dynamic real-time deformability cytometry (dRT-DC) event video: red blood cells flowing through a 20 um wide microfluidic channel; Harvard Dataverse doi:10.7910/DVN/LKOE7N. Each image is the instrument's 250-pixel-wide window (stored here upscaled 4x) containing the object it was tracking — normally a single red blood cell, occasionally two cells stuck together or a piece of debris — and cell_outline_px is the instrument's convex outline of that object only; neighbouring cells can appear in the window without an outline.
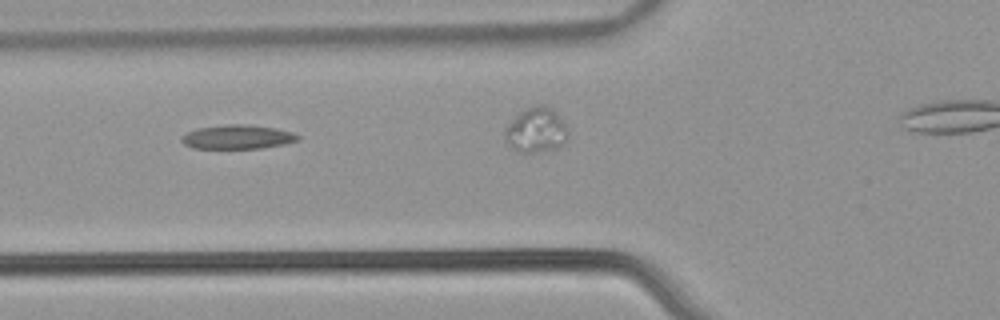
{"species": "common noctule bat (a hibernating species)", "species_latin": "Nyctalus noctula", "temperature_condition": "warm", "stored_images_in_passage": 24, "camera_frame_rate_fps": 3000, "um_per_image_px": 0.085, "animal": {"sex": "male", "body_mass_g": 21.5, "forearm_length_mm": 52.0}, "frame": {"image": 1, "passage_image": 3, "time_ms": 0.667, "image_size_px": [1000, 320], "cell_outline_px": [[300, 140], [284, 144], [260, 148], [192, 148], [184, 144], [180, 140], [180, 136], [196, 128], [228, 124], [244, 124], [276, 128], [292, 132], [300, 136]], "centroid_in_image_um": [20.17, 11.64], "position_along_channel_um": 105.6, "area_um2": 16.36}}
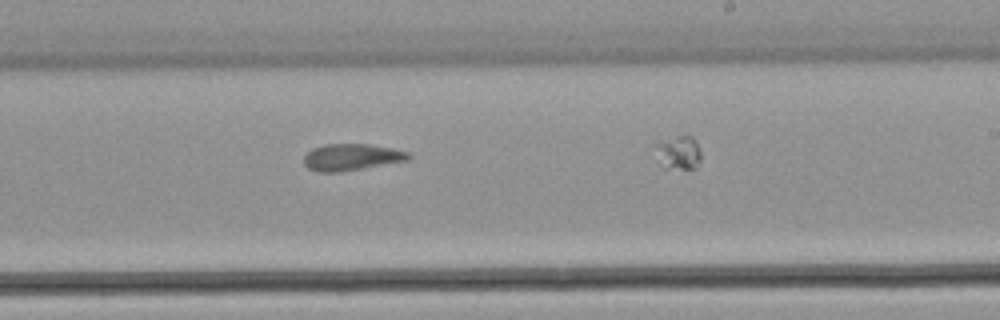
{"frame": {"image": 2, "passage_image": 15, "time_ms": 4.667, "image_size_px": [1000, 320], "cell_outline_px": [[412, 156], [408, 160], [364, 168], [340, 172], [320, 172], [308, 168], [304, 164], [304, 156], [312, 148], [324, 144], [372, 144], [392, 148], [408, 152]], "centroid_in_image_um": [29.88, 13.35], "position_along_channel_um": 259.1, "area_um2": 16.3}}
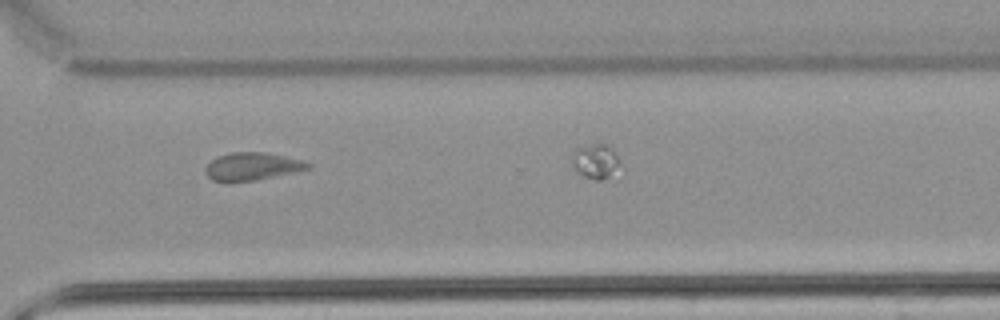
{"frame": {"image": 3, "passage_image": 22, "time_ms": 7.0, "image_size_px": [1000, 320], "cell_outline_px": [[312, 168], [256, 180], [228, 184], [212, 180], [204, 172], [204, 168], [216, 156], [232, 152], [264, 152], [304, 160], [312, 164]], "centroid_in_image_um": [21.4, 14.17], "position_along_channel_um": 349.2, "area_um2": 16.99}}